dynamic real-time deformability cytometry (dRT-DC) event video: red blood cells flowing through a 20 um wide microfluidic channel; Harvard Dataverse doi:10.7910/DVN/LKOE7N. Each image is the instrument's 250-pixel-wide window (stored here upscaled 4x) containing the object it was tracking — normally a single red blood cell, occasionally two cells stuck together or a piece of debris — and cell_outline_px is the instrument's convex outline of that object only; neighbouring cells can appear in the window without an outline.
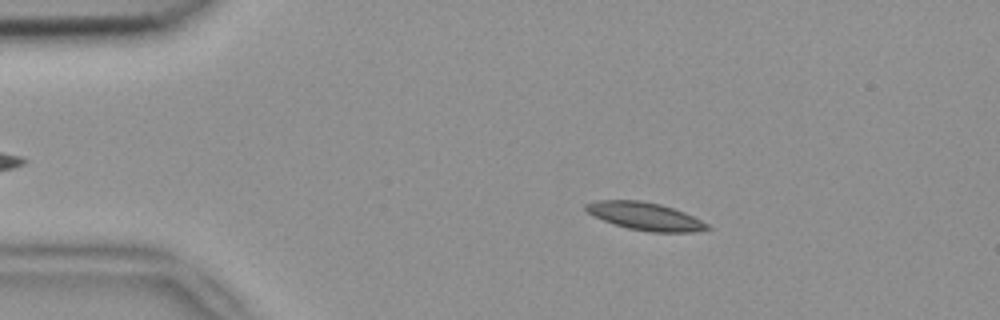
{"species": "common noctule bat (a hibernating species)", "species_latin": "Nyctalus noctula", "temperature_condition": "room temperature", "stored_images_in_passage": 3, "camera_frame_rate_fps": 3000, "um_per_image_px": 0.085, "animal": {"sex": "female", "body_mass_g": 18.4}, "frame": {"image": 1, "passage_image": 2, "time_ms": 0.333, "image_size_px": [1000, 320], "cell_outline_px": [[712, 228], [696, 232], [652, 232], [628, 228], [604, 220], [588, 212], [584, 208], [584, 204], [596, 200], [640, 200], [660, 204], [684, 212], [708, 224]], "centroid_in_image_um": [54.85, 18.38], "position_along_channel_um": 30.2, "area_um2": 19.42}}